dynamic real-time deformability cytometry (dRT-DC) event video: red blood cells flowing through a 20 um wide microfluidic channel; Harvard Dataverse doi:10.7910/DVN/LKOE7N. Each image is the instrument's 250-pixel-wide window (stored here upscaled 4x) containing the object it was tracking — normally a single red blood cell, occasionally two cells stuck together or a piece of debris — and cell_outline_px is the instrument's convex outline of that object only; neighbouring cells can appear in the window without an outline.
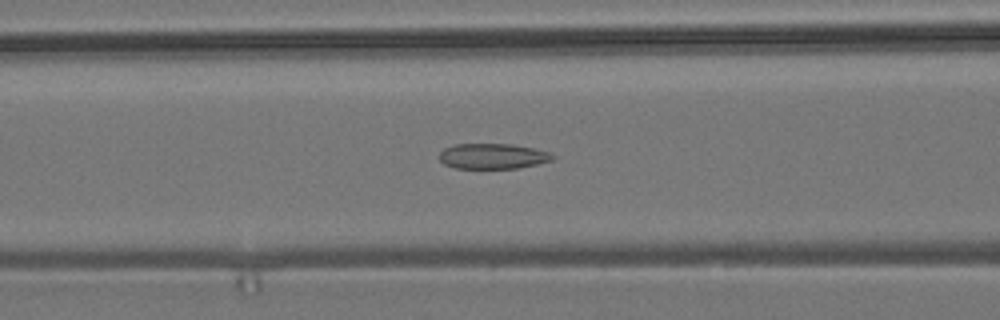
{"species": "common noctule bat (a hibernating species)", "species_latin": "Nyctalus noctula", "temperature_condition": "room temperature", "stored_images_in_passage": 49, "camera_frame_rate_fps": 3000, "um_per_image_px": 0.085, "animal": {"sex": "male", "body_mass_g": 19.2, "forearm_length_mm": 51.8}, "frame": {"image": 1, "passage_image": 16, "time_ms": 5.0, "image_size_px": [1000, 320], "cell_outline_px": [[556, 156], [552, 160], [536, 164], [516, 168], [456, 168], [444, 164], [440, 160], [440, 152], [444, 148], [456, 144], [512, 144], [552, 152]], "centroid_in_image_um": [41.9, 13.27], "position_along_channel_um": 124.7, "area_um2": 16.7}}
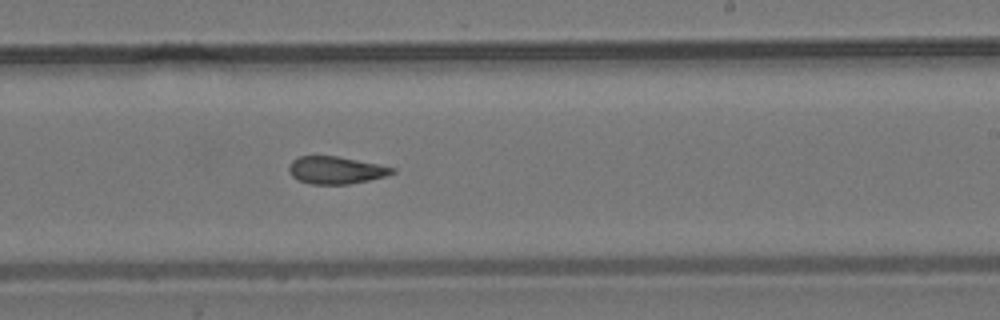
{"frame": {"image": 2, "passage_image": 27, "time_ms": 8.667, "image_size_px": [1000, 320], "cell_outline_px": [[396, 172], [384, 176], [368, 180], [348, 184], [312, 184], [300, 180], [292, 176], [288, 168], [288, 164], [292, 160], [300, 156], [336, 156], [380, 164], [396, 168]], "centroid_in_image_um": [28.55, 14.45], "position_along_channel_um": 260.4, "area_um2": 16.42}}
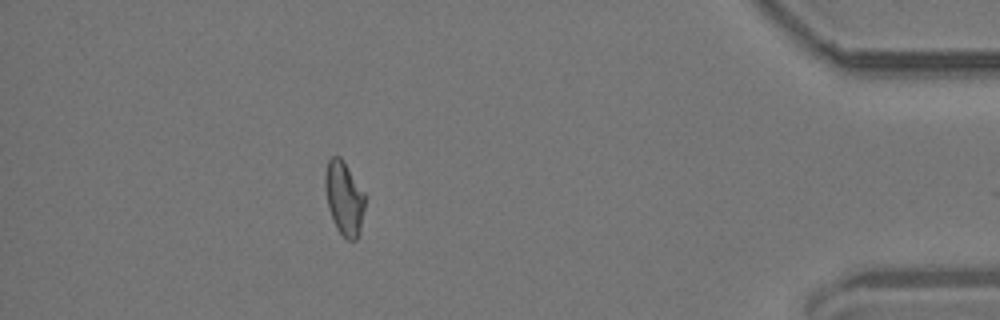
{"frame": {"image": 3, "passage_image": 43, "time_ms": 14.0, "image_size_px": [1000, 320], "cell_outline_px": [[364, 208], [360, 232], [356, 240], [348, 240], [336, 228], [328, 208], [324, 188], [324, 172], [328, 160], [332, 156], [340, 156], [364, 192]], "centroid_in_image_um": [29.22, 16.83], "position_along_channel_um": 406.0, "area_um2": 17.11}, "authors_computed_cell_mechanics": {"area_um2": 17.4556, "velocity_mm_per_s": 3.7059, "shape_relaxation_time_tau1_ms": null, "shape_relaxation_time_tau2_ms": 2.7968, "deformation_change_tau1": null, "deformation_change_tau2": 0.1138}}